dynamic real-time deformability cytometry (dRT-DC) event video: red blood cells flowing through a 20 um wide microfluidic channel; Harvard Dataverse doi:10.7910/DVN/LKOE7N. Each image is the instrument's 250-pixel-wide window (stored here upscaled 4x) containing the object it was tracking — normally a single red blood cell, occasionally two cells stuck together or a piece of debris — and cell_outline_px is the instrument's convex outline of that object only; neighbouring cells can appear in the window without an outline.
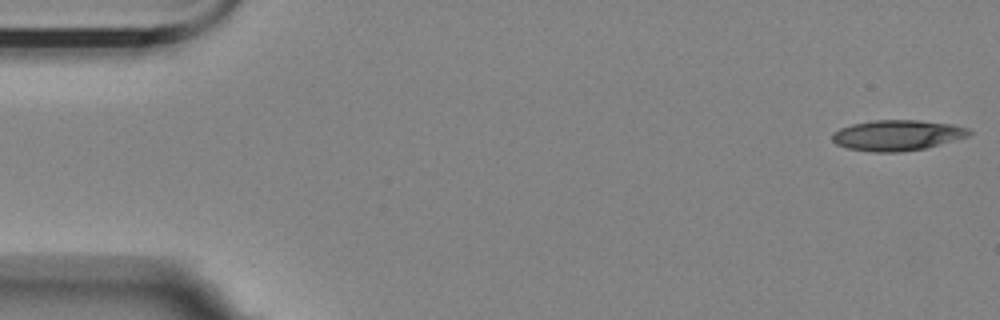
{"species": "Egyptian fruit bat (a non-hibernating species)", "species_latin": "Rousettus aegyptiacus", "temperature_condition": "room temperature", "stored_images_in_passage": 56, "segment_of_instrument_passage": [1, 2], "camera_frame_rate_fps": 3000, "um_per_image_px": 0.085, "animal": {"sex": "female"}, "frame": {"image": 1, "passage_image": 1, "time_ms": 0.0, "image_size_px": [1000, 320], "cell_outline_px": [[972, 132], [968, 136], [924, 148], [900, 152], [872, 152], [848, 148], [836, 144], [832, 140], [832, 132], [840, 128], [852, 124], [872, 120], [920, 120], [952, 124], [968, 128]], "centroid_in_image_um": [76.23, 11.49], "position_along_channel_um": 8.8, "area_um2": 24.33}}
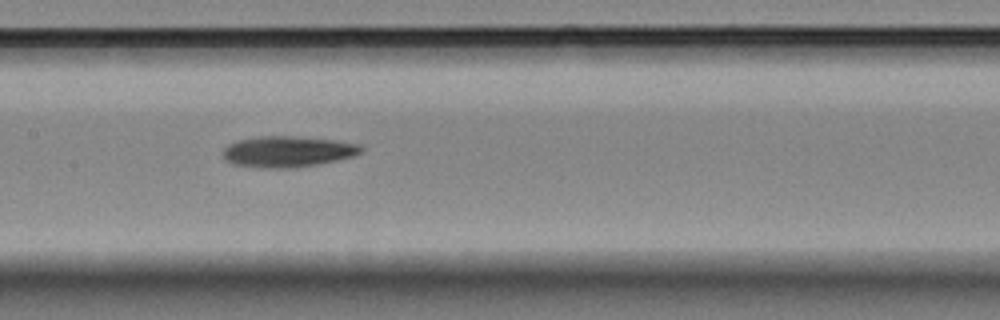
{"frame": {"image": 2, "passage_image": 26, "time_ms": 8.333, "image_size_px": [1000, 320], "cell_outline_px": [[364, 148], [360, 152], [352, 156], [336, 160], [296, 168], [260, 168], [232, 164], [224, 160], [220, 152], [228, 144], [236, 140], [260, 136], [296, 136], [336, 140], [360, 144]], "centroid_in_image_um": [24.38, 12.88], "position_along_channel_um": 183.0, "area_um2": 25.26}}
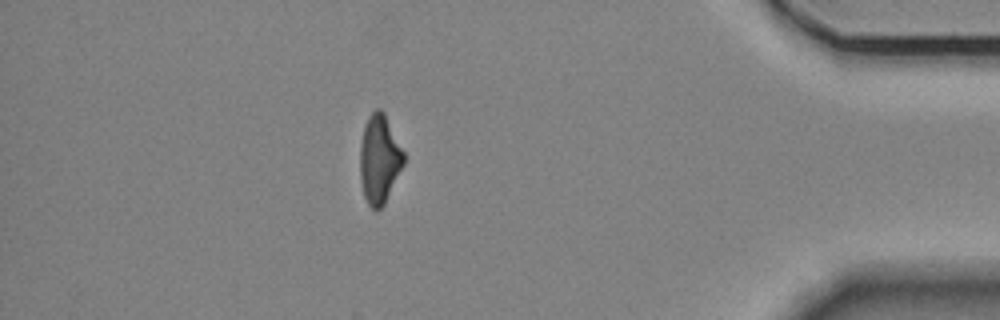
{"frame": {"image": 3, "passage_image": 48, "time_ms": 15.667, "image_size_px": [1000, 320], "cell_outline_px": [[404, 164], [384, 204], [376, 212], [368, 204], [364, 196], [360, 180], [360, 144], [364, 124], [368, 116], [376, 108], [380, 108], [384, 112], [404, 152]], "centroid_in_image_um": [32.23, 13.52], "position_along_channel_um": 403.0, "area_um2": 22.66}}